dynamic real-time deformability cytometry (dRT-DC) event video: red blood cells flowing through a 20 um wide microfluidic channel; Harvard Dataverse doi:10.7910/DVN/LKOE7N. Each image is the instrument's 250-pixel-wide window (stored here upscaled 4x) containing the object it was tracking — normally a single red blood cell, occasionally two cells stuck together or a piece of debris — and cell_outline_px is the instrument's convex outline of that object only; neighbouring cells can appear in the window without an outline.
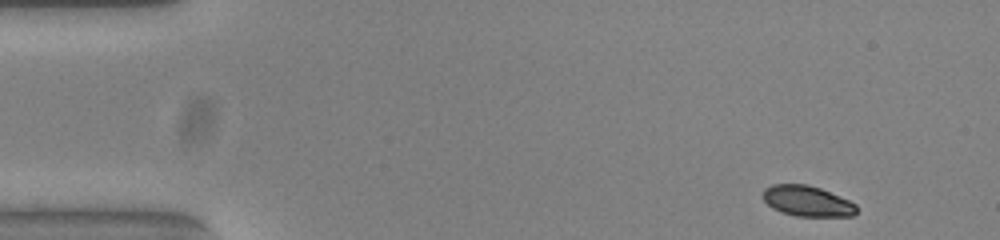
{"species": "common noctule bat (a hibernating species)", "species_latin": "Nyctalus noctula", "temperature_condition": "warm", "stored_images_in_passage": 50, "camera_frame_rate_fps": 3000, "um_per_image_px": 0.085, "animal": {"sex": "female", "body_mass_g": 23.0, "forearm_length_mm": 53.4}, "frame": {"image": 1, "passage_image": 1, "time_ms": 0.0, "image_size_px": [1000, 240], "cell_outline_px": [[856, 212], [852, 216], [796, 216], [780, 212], [772, 208], [764, 200], [764, 188], [772, 184], [808, 184], [820, 188], [848, 200], [856, 204]], "centroid_in_image_um": [68.6, 17.09], "position_along_channel_um": 16.4, "area_um2": 16.59}}
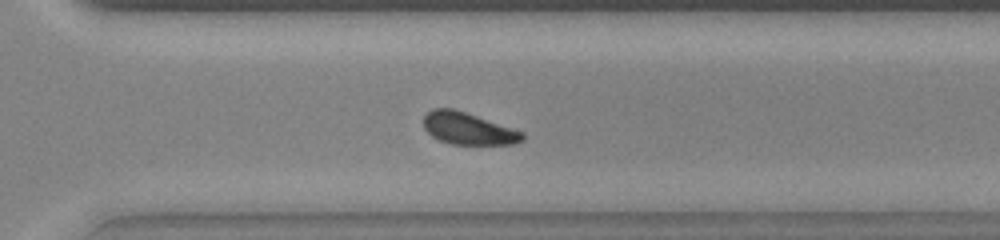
{"frame": {"image": 2, "passage_image": 34, "time_ms": 11.0, "image_size_px": [1000, 240], "cell_outline_px": [[524, 140], [512, 144], [448, 144], [432, 136], [424, 128], [424, 116], [432, 108], [452, 108], [524, 132]], "centroid_in_image_um": [39.78, 10.93], "position_along_channel_um": 330.8, "area_um2": 18.21}}
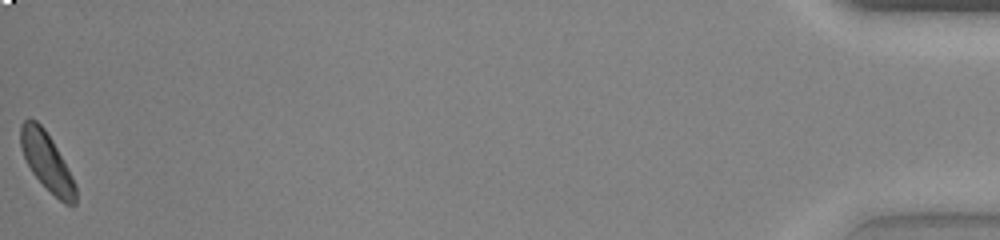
{"frame": {"image": 3, "passage_image": 50, "time_ms": 16.333, "image_size_px": [1000, 240], "cell_outline_px": [[76, 204], [64, 204], [32, 172], [24, 156], [20, 144], [20, 124], [24, 120], [36, 120], [44, 128], [52, 140], [68, 168], [76, 184]], "centroid_in_image_um": [3.99, 13.72], "position_along_channel_um": 431.2, "area_um2": 18.15}}